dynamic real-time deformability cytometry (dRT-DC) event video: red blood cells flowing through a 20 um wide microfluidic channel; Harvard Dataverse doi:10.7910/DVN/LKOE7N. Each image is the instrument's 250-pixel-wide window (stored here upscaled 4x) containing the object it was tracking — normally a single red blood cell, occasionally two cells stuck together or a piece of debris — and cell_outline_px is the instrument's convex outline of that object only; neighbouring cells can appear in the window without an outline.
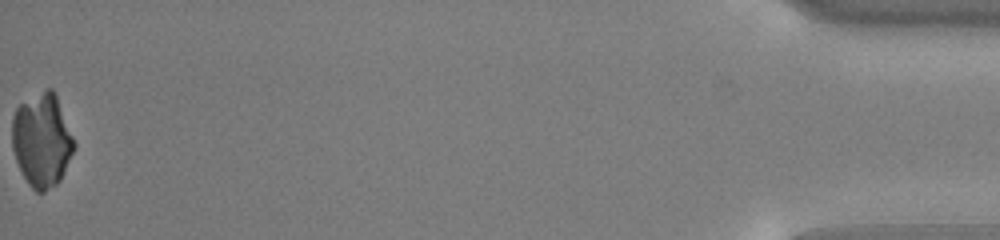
{"species": "common noctule bat (a hibernating species)", "species_latin": "Nyctalus noctula", "temperature_condition": "cold", "stored_images_in_passage": 54, "camera_frame_rate_fps": 3000, "um_per_image_px": 0.085, "animal": {"sex": "male", "body_mass_g": 13.0, "forearm_length_mm": 53.1}, "frame": {"image": 1, "passage_image": 54, "time_ms": 17.667, "image_size_px": [1000, 240], "cell_outline_px": [[76, 148], [60, 180], [56, 184], [44, 192], [36, 192], [28, 184], [16, 160], [12, 148], [12, 116], [16, 108], [20, 104], [48, 88], [52, 88], [56, 92], [76, 144]], "centroid_in_image_um": [3.58, 11.91], "position_along_channel_um": 431.6, "area_um2": 33.93}}